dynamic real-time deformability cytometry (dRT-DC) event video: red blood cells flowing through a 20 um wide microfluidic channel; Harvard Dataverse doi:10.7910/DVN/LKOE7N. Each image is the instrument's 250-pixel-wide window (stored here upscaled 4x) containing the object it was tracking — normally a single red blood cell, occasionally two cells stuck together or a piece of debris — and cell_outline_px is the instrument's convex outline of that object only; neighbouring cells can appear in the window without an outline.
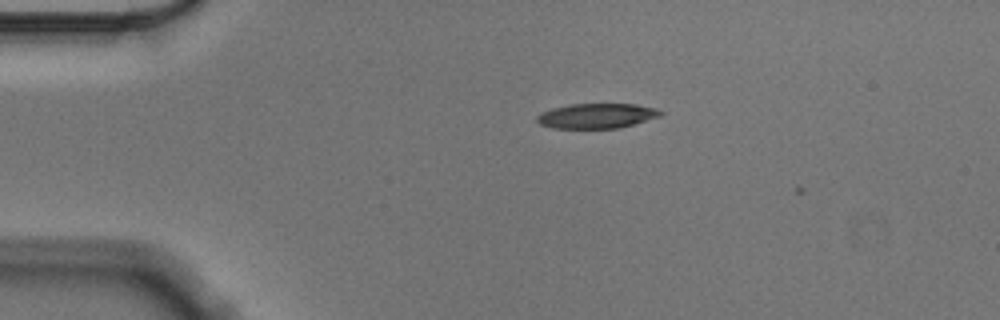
{"species": "Egyptian fruit bat (a non-hibernating species)", "species_latin": "Rousettus aegyptiacus", "temperature_condition": "cold", "stored_images_in_passage": 2, "camera_frame_rate_fps": 3000, "um_per_image_px": 0.085, "animal": {"sex": "male"}, "frame": {"image": 1, "passage_image": 1, "time_ms": 0.0, "image_size_px": [1000, 320], "cell_outline_px": [[664, 112], [660, 116], [620, 128], [552, 128], [540, 124], [536, 120], [536, 116], [540, 112], [552, 108], [572, 104], [636, 104], [656, 108]], "centroid_in_image_um": [50.7, 9.84], "position_along_channel_um": 34.3, "area_um2": 17.98}}